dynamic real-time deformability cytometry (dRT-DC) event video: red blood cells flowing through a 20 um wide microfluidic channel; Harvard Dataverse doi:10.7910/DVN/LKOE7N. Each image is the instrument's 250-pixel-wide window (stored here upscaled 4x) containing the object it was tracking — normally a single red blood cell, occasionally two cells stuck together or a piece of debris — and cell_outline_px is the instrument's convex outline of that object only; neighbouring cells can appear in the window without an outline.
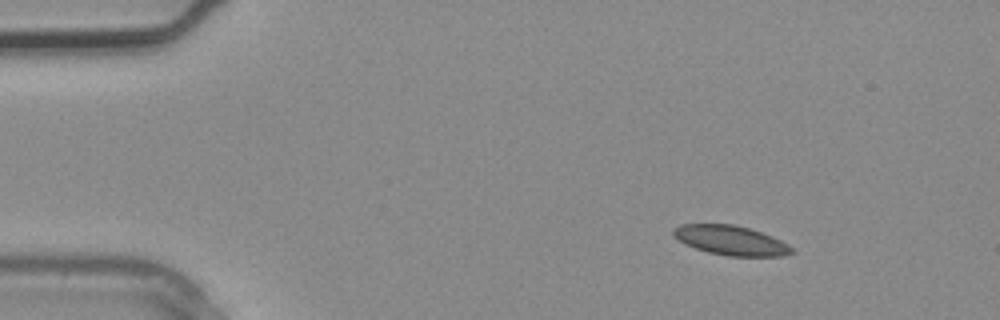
{"species": "common noctule bat (a hibernating species)", "species_latin": "Nyctalus noctula", "temperature_condition": "warm", "stored_images_in_passage": 3, "segment_of_instrument_passage": [1, 2], "camera_frame_rate_fps": 3000, "um_per_image_px": 0.085, "animal": {"sex": "male", "body_mass_g": 20.4}, "frame": {"image": 1, "passage_image": 1, "time_ms": 0.0, "image_size_px": [1000, 320], "cell_outline_px": [[796, 252], [784, 256], [728, 256], [708, 252], [696, 248], [672, 236], [672, 228], [680, 224], [732, 224], [748, 228], [772, 236], [788, 244]], "centroid_in_image_um": [62.13, 20.43], "position_along_channel_um": 22.9, "area_um2": 20.29}}